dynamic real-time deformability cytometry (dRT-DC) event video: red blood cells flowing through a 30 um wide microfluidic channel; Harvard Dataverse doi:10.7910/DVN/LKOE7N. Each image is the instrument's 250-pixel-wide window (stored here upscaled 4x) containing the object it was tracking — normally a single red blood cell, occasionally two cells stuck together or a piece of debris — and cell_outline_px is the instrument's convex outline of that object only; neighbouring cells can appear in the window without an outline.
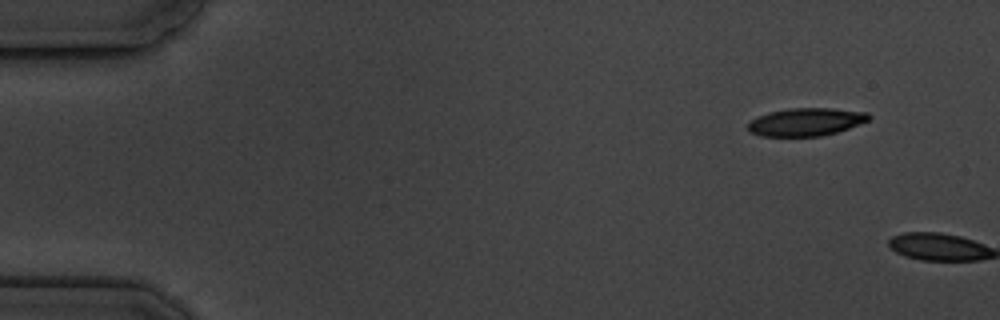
{"species": "common noctule bat (a hibernating species)", "species_latin": "Nyctalus noctula", "temperature_condition": "cold", "stored_images_in_passage": 2, "camera_frame_rate_fps": 3000, "um_per_image_px": 0.085, "animal": {"sex": "male", "body_mass_g": 19.5, "forearm_length_mm": 54.6}, "frame": {"image": 1, "passage_image": 1, "time_ms": 0.0, "image_size_px": [1000, 320], "cell_outline_px": [[872, 116], [868, 120], [848, 128], [836, 132], [820, 136], [760, 136], [748, 132], [748, 124], [752, 120], [768, 112], [792, 108], [832, 108], [868, 112]], "centroid_in_image_um": [68.51, 10.36], "position_along_channel_um": 16.5, "area_um2": 19.54}}